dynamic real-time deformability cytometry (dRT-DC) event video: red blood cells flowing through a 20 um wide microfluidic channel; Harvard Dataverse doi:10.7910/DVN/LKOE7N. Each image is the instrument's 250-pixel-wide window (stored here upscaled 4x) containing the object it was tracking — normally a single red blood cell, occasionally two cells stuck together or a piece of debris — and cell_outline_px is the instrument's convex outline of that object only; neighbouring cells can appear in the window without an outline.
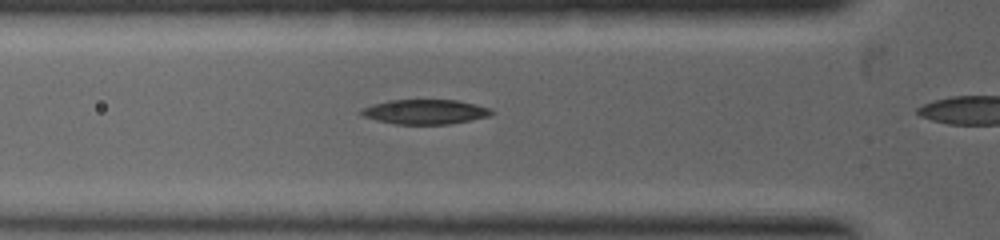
{"species": "common noctule bat (a hibernating species)", "species_latin": "Nyctalus noctula", "temperature_condition": "warm", "stored_images_in_passage": 3, "camera_frame_rate_fps": 5000, "um_per_image_px": 0.085, "animal": {"sex": "female", "body_mass_g": 19.0, "forearm_length_mm": 53.3}, "frame": {"image": 1, "passage_image": 2, "time_ms": 1.0, "image_size_px": [1000, 240], "cell_outline_px": [[496, 112], [492, 116], [448, 124], [396, 124], [376, 120], [364, 116], [360, 112], [360, 108], [372, 104], [388, 100], [456, 100], [476, 104], [492, 108]], "centroid_in_image_um": [36.18, 9.5], "position_along_channel_um": 89.6, "area_um2": 18.9}}